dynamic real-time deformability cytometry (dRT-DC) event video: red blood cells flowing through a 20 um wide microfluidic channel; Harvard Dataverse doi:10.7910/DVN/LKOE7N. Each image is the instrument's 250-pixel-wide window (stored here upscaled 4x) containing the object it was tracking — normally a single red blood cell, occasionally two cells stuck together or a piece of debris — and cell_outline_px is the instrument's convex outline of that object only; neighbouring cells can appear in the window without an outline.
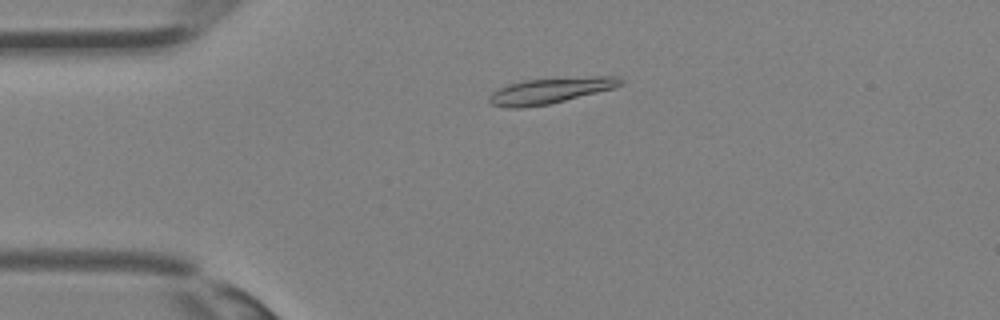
{"species": "Egyptian fruit bat (a non-hibernating species)", "species_latin": "Rousettus aegyptiacus", "temperature_condition": "room temperature", "stored_images_in_passage": 9, "camera_frame_rate_fps": 3000, "um_per_image_px": 0.085, "animal": {"sex": "female"}, "frame": {"image": 1, "passage_image": 2, "time_ms": 0.333, "image_size_px": [1000, 320], "cell_outline_px": [[624, 84], [616, 88], [548, 104], [524, 108], [508, 108], [492, 104], [488, 100], [488, 96], [492, 92], [508, 84], [524, 80], [592, 76], [620, 76], [624, 80]], "centroid_in_image_um": [46.82, 7.69], "position_along_channel_um": 38.2, "area_um2": 19.88}}
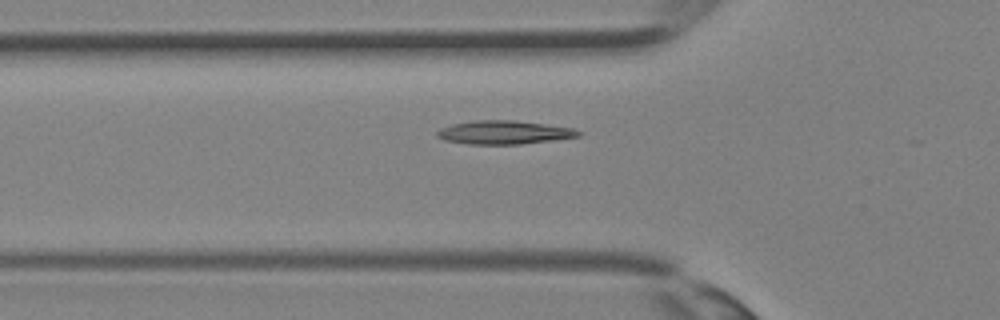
{"frame": {"image": 2, "passage_image": 6, "time_ms": 1.667, "image_size_px": [1000, 320], "cell_outline_px": [[580, 136], [552, 140], [520, 144], [468, 144], [444, 140], [436, 136], [436, 132], [440, 128], [452, 124], [476, 120], [512, 120], [544, 124], [572, 128], [580, 132]], "centroid_in_image_um": [42.79, 11.25], "position_along_channel_um": 83.0, "area_um2": 19.19}}
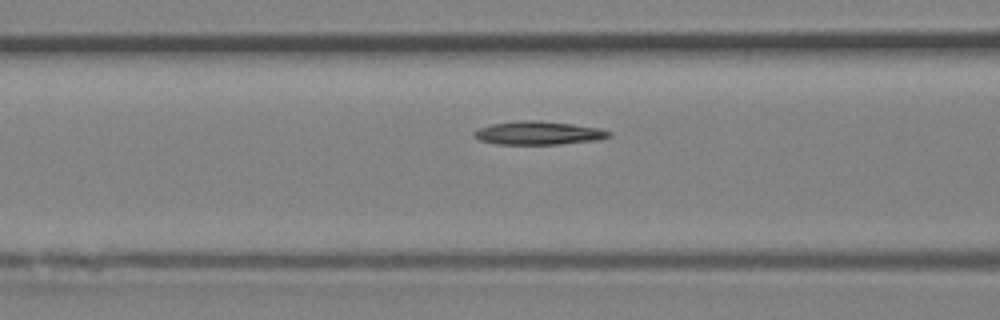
{"frame": {"image": 3, "passage_image": 8, "time_ms": 2.333, "image_size_px": [1000, 320], "cell_outline_px": [[612, 136], [600, 140], [560, 144], [496, 144], [480, 140], [472, 136], [472, 132], [480, 128], [492, 124], [520, 120], [532, 120], [572, 124], [600, 128], [612, 132]], "centroid_in_image_um": [45.79, 11.31], "position_along_channel_um": 120.8, "area_um2": 18.44}}